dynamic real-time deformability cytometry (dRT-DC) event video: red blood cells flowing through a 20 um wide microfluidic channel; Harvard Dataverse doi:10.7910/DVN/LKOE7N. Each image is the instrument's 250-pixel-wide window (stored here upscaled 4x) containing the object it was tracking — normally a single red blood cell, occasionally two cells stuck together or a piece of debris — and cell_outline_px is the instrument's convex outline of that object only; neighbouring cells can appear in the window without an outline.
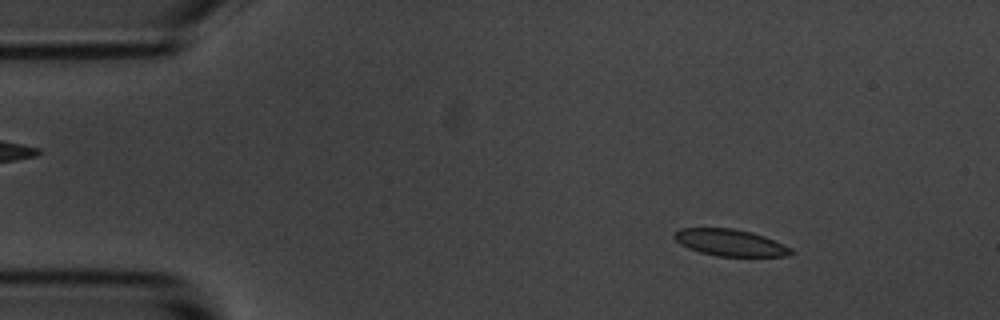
{"species": "common noctule bat (a hibernating species)", "species_latin": "Nyctalus noctula", "temperature_condition": "room temperature", "stored_images_in_passage": 4, "camera_frame_rate_fps": 3000, "um_per_image_px": 0.085, "animal": {"sex": "male", "body_mass_g": 20.1, "forearm_length_mm": 53.5}, "frame": {"image": 1, "passage_image": 2, "time_ms": 0.333, "image_size_px": [1000, 320], "cell_outline_px": [[796, 252], [788, 256], [716, 256], [700, 252], [688, 248], [680, 244], [672, 236], [672, 232], [680, 228], [732, 228], [752, 232], [764, 236], [784, 244], [792, 248]], "centroid_in_image_um": [62.06, 20.62], "position_along_channel_um": 22.9, "area_um2": 18.38}}
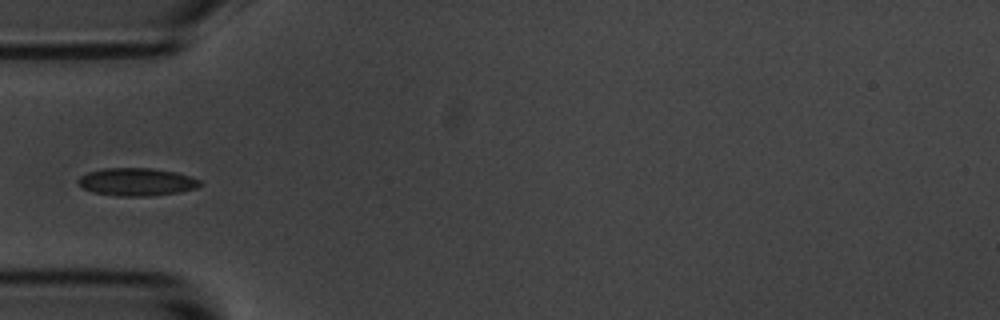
{"frame": {"image": 2, "passage_image": 4, "time_ms": 1.0, "image_size_px": [1000, 320], "cell_outline_px": [[204, 184], [196, 188], [180, 192], [148, 196], [116, 196], [92, 192], [80, 188], [76, 180], [80, 176], [88, 172], [104, 168], [152, 168], [176, 172], [192, 176], [200, 180]], "centroid_in_image_um": [11.61, 15.46], "position_along_channel_um": 73.4, "area_um2": 20.06}}